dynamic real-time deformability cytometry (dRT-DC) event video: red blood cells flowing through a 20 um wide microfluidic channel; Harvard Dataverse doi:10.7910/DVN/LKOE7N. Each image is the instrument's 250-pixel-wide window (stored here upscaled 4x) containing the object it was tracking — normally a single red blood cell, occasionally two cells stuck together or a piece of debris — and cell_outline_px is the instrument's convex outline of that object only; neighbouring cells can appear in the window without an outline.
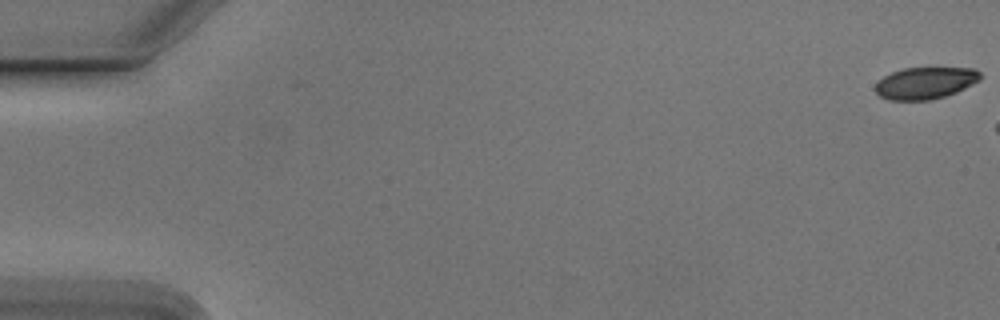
{"species": "Egyptian fruit bat (a non-hibernating species)", "species_latin": "Rousettus aegyptiacus", "temperature_condition": "cold", "stored_images_in_passage": 2, "camera_frame_rate_fps": 3000, "um_per_image_px": 0.085, "animal": {"sex": "male"}, "frame": {"image": 1, "passage_image": 1, "time_ms": 0.0, "image_size_px": [1000, 320], "cell_outline_px": [[980, 80], [956, 92], [932, 100], [888, 100], [880, 96], [876, 92], [876, 84], [884, 76], [892, 72], [904, 68], [972, 68], [980, 72]], "centroid_in_image_um": [78.64, 7.06], "position_along_channel_um": 6.4, "area_um2": 19.31}}